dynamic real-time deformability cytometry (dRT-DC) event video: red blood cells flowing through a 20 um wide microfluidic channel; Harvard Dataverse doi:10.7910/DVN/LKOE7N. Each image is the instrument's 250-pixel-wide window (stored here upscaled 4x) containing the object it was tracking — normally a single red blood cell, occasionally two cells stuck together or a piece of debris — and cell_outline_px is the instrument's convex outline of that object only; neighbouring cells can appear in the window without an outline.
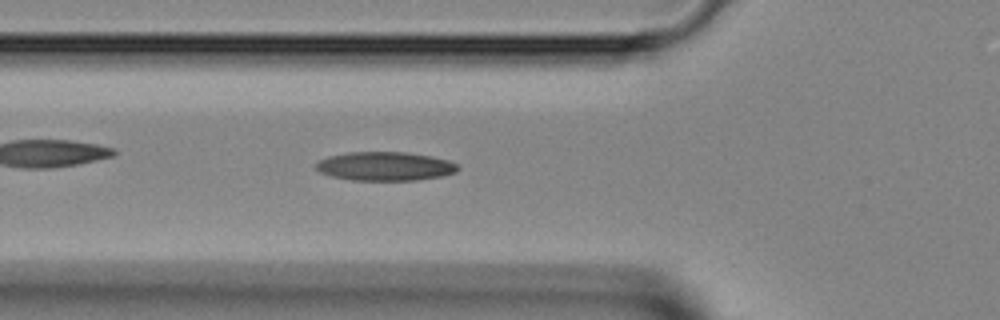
{"species": "Egyptian fruit bat (a non-hibernating species)", "species_latin": "Rousettus aegyptiacus", "temperature_condition": "room temperature", "stored_images_in_passage": 39, "camera_frame_rate_fps": 3000, "um_per_image_px": 0.085, "animal": {"sex": "female"}, "frame": {"image": 1, "passage_image": 15, "time_ms": 4.667, "image_size_px": [1000, 320], "cell_outline_px": [[460, 168], [456, 172], [440, 176], [416, 180], [352, 180], [332, 176], [320, 172], [316, 168], [316, 164], [320, 160], [328, 156], [348, 152], [404, 152], [432, 156], [448, 160], [456, 164]], "centroid_in_image_um": [32.73, 14.13], "position_along_channel_um": 93.1, "area_um2": 23.7}}
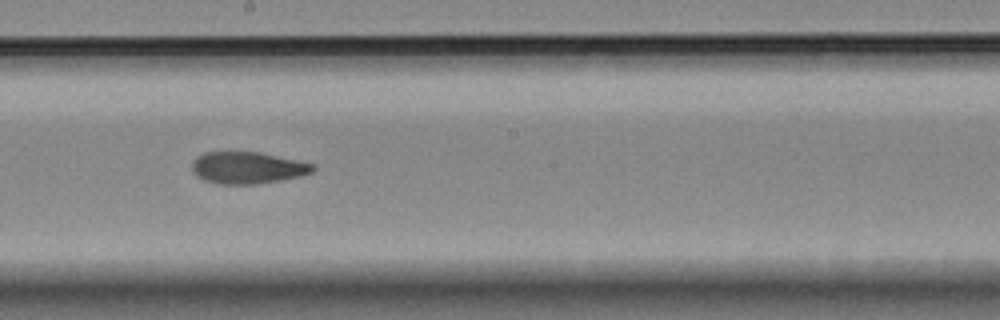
{"frame": {"image": 2, "passage_image": 24, "time_ms": 7.667, "image_size_px": [1000, 320], "cell_outline_px": [[316, 168], [312, 172], [300, 176], [280, 180], [256, 184], [216, 184], [204, 180], [196, 176], [192, 172], [192, 164], [196, 156], [204, 152], [260, 152], [316, 164]], "centroid_in_image_um": [21.03, 14.26], "position_along_channel_um": 227.2, "area_um2": 22.6}}
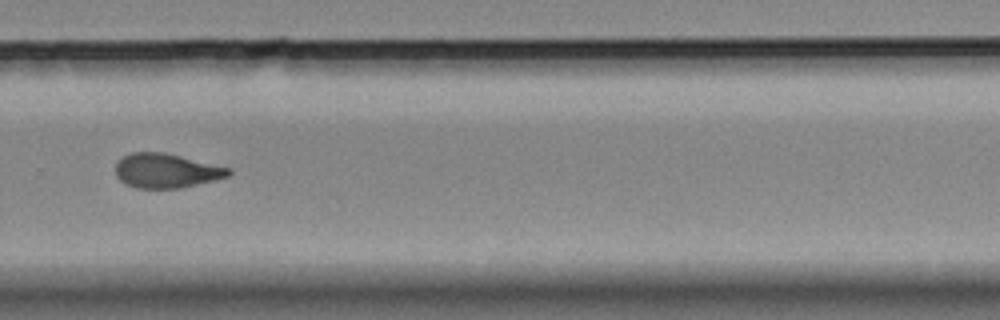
{"frame": {"image": 3, "passage_image": 30, "time_ms": 9.667, "image_size_px": [1000, 320], "cell_outline_px": [[232, 172], [228, 176], [216, 180], [180, 188], [136, 188], [124, 184], [116, 176], [116, 164], [124, 156], [132, 152], [164, 152], [232, 168]], "centroid_in_image_um": [14.15, 14.51], "position_along_channel_um": 315.6, "area_um2": 22.72}}